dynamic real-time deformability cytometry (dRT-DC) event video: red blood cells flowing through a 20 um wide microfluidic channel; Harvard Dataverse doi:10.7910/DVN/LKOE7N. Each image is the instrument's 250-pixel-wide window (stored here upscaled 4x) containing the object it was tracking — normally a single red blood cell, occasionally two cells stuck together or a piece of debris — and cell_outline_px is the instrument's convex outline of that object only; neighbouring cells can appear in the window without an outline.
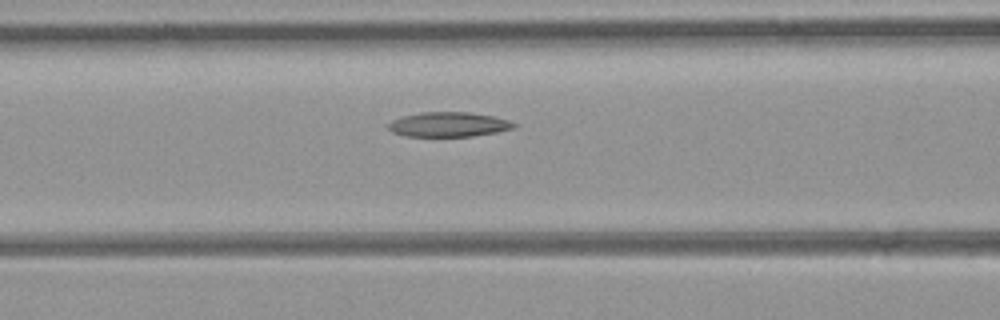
{"species": "common noctule bat (a hibernating species)", "species_latin": "Nyctalus noctula", "temperature_condition": "room temperature", "stored_images_in_passage": 24, "camera_frame_rate_fps": 3000, "um_per_image_px": 0.085, "animal": {"sex": "female", "body_mass_g": 21.9}, "frame": {"image": 1, "passage_image": 5, "time_ms": 1.333, "image_size_px": [1000, 320], "cell_outline_px": [[516, 128], [496, 132], [472, 136], [404, 136], [392, 132], [388, 128], [388, 124], [392, 120], [404, 116], [420, 112], [472, 112], [492, 116], [508, 120], [516, 124]], "centroid_in_image_um": [38.13, 10.58], "position_along_channel_um": 128.5, "area_um2": 18.03}}
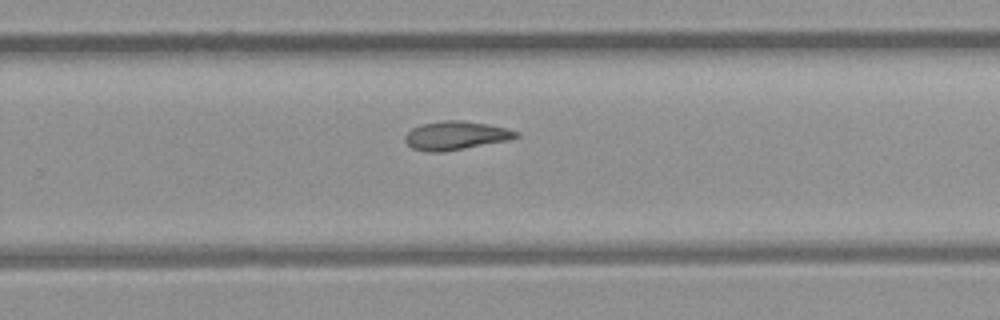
{"frame": {"image": 2, "passage_image": 16, "time_ms": 5.0, "image_size_px": [1000, 320], "cell_outline_px": [[520, 136], [508, 140], [464, 148], [440, 152], [428, 152], [412, 148], [404, 140], [404, 136], [412, 128], [424, 124], [444, 120], [464, 120], [488, 124], [504, 128], [516, 132]], "centroid_in_image_um": [38.7, 11.52], "position_along_channel_um": 291.1, "area_um2": 18.21}}
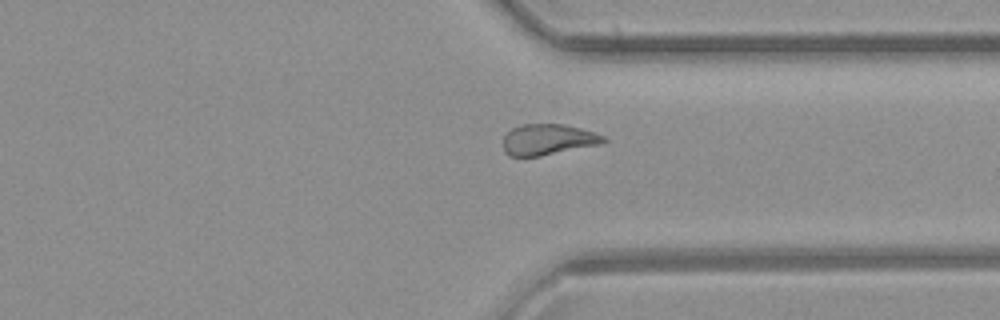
{"frame": {"image": 3, "passage_image": 21, "time_ms": 6.667, "image_size_px": [1000, 320], "cell_outline_px": [[608, 140], [600, 144], [540, 156], [508, 156], [504, 152], [504, 136], [512, 128], [520, 124], [564, 124], [580, 128], [604, 136]], "centroid_in_image_um": [46.56, 11.86], "position_along_channel_um": 364.8, "area_um2": 17.98}}